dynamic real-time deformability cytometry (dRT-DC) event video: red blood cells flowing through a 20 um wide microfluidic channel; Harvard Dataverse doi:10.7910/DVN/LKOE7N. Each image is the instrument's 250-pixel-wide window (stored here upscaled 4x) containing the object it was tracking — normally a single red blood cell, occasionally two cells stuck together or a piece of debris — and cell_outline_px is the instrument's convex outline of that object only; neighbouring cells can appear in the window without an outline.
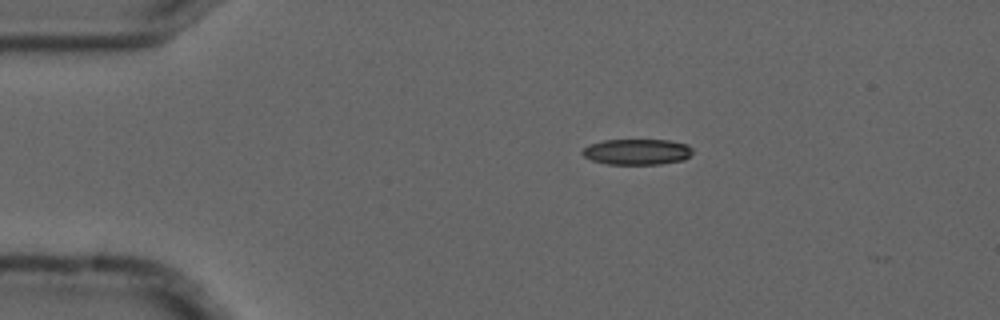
{"species": "common noctule bat (a hibernating species)", "species_latin": "Nyctalus noctula", "temperature_condition": "cold", "stored_images_in_passage": 3, "camera_frame_rate_fps": 3000, "um_per_image_px": 0.085, "animal": {"sex": "male", "forearm_length_mm": 52.5}, "frame": {"image": 1, "passage_image": 1, "time_ms": 0.0, "image_size_px": [1000, 320], "cell_outline_px": [[692, 152], [684, 160], [660, 164], [608, 164], [592, 160], [584, 156], [580, 152], [584, 148], [592, 144], [604, 140], [668, 140], [688, 144], [692, 148]], "centroid_in_image_um": [54.16, 12.9], "position_along_channel_um": 30.8, "area_um2": 16.47}}